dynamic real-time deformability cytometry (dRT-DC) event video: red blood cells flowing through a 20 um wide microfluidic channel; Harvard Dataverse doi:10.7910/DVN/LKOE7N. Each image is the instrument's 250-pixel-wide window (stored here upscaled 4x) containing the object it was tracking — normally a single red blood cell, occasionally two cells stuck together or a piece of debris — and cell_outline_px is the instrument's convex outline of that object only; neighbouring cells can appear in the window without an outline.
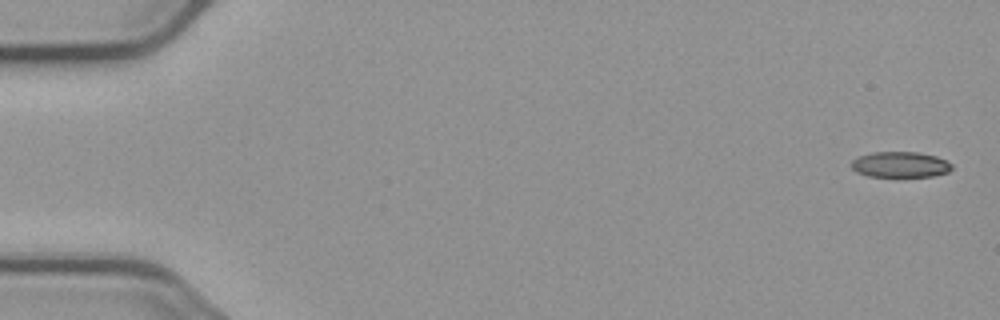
{"species": "common noctule bat (a hibernating species)", "species_latin": "Nyctalus noctula", "temperature_condition": "cold", "stored_images_in_passage": 6, "camera_frame_rate_fps": 3000, "um_per_image_px": 0.085, "animal": {"sex": "male", "body_mass_g": 23.1, "forearm_length_mm": 52.7}, "frame": {"image": 1, "passage_image": 1, "time_ms": 0.0, "image_size_px": [1000, 320], "cell_outline_px": [[952, 168], [948, 172], [932, 176], [868, 176], [856, 172], [852, 168], [852, 160], [860, 156], [872, 152], [916, 152], [936, 156], [952, 164]], "centroid_in_image_um": [76.51, 13.98], "position_along_channel_um": 8.5, "area_um2": 14.85}}